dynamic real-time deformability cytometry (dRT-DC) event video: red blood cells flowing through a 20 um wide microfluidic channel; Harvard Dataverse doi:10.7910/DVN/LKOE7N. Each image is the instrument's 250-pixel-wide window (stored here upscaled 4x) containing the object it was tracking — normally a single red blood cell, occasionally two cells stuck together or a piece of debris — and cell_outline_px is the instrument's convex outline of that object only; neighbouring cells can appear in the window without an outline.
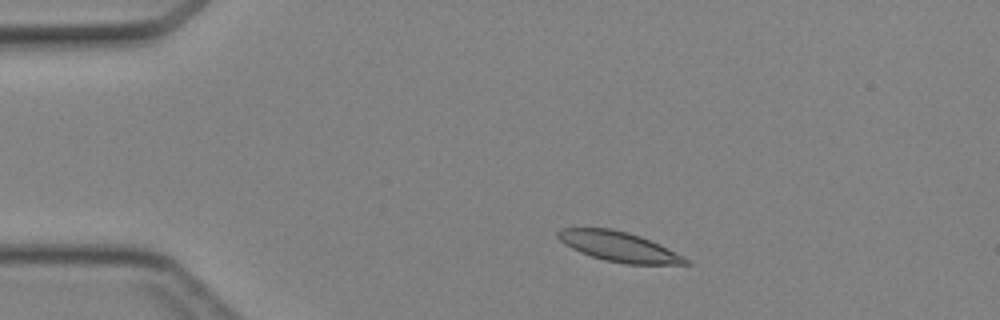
{"species": "Egyptian fruit bat (a non-hibernating species)", "species_latin": "Rousettus aegyptiacus", "temperature_condition": "cold", "stored_images_in_passage": 37, "camera_frame_rate_fps": 3000, "um_per_image_px": 0.085, "animal": {"sex": "female"}, "frame": {"image": 1, "passage_image": 1, "time_ms": 0.0, "image_size_px": [1000, 320], "cell_outline_px": [[692, 264], [628, 264], [604, 260], [580, 252], [564, 244], [556, 236], [556, 232], [560, 228], [608, 228], [628, 232], [640, 236], [684, 256], [692, 260]], "centroid_in_image_um": [52.6, 20.96], "position_along_channel_um": 32.4, "area_um2": 22.08}}
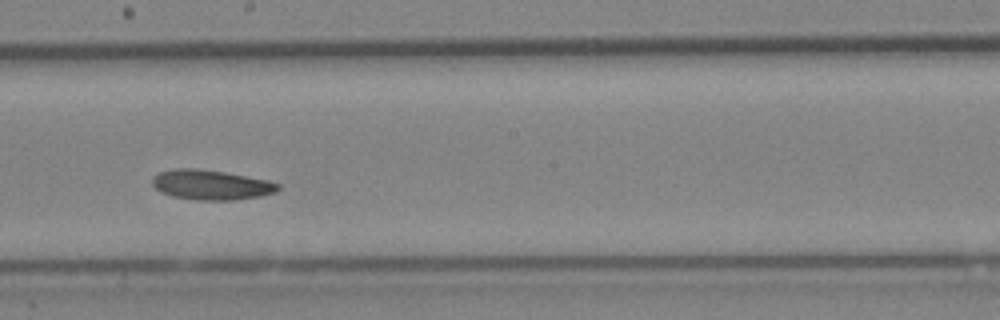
{"frame": {"image": 2, "passage_image": 18, "time_ms": 5.667, "image_size_px": [1000, 320], "cell_outline_px": [[280, 188], [276, 192], [260, 196], [232, 200], [196, 200], [172, 196], [160, 192], [152, 184], [152, 176], [160, 172], [176, 168], [196, 168], [224, 172], [268, 180], [280, 184]], "centroid_in_image_um": [17.93, 15.71], "position_along_channel_um": 230.3, "area_um2": 21.91}}
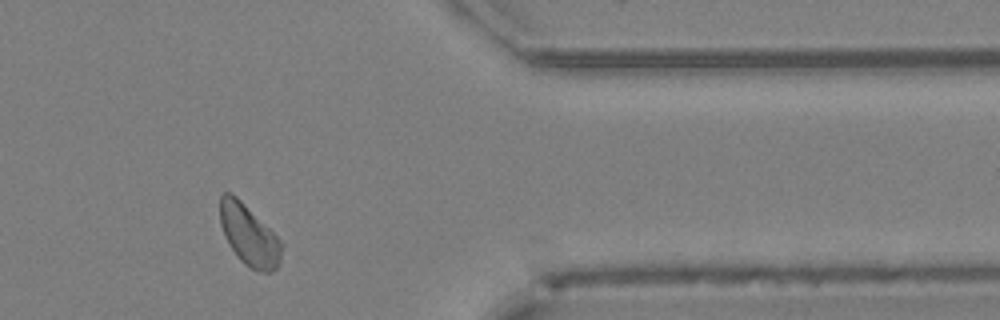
{"frame": {"image": 3, "passage_image": 30, "time_ms": 9.667, "image_size_px": [1000, 320], "cell_outline_px": [[284, 244], [280, 264], [272, 272], [260, 272], [244, 264], [236, 256], [228, 244], [224, 236], [220, 224], [220, 196], [224, 192], [232, 192]], "centroid_in_image_um": [21.16, 20.02], "position_along_channel_um": 390.2, "area_um2": 21.85}}